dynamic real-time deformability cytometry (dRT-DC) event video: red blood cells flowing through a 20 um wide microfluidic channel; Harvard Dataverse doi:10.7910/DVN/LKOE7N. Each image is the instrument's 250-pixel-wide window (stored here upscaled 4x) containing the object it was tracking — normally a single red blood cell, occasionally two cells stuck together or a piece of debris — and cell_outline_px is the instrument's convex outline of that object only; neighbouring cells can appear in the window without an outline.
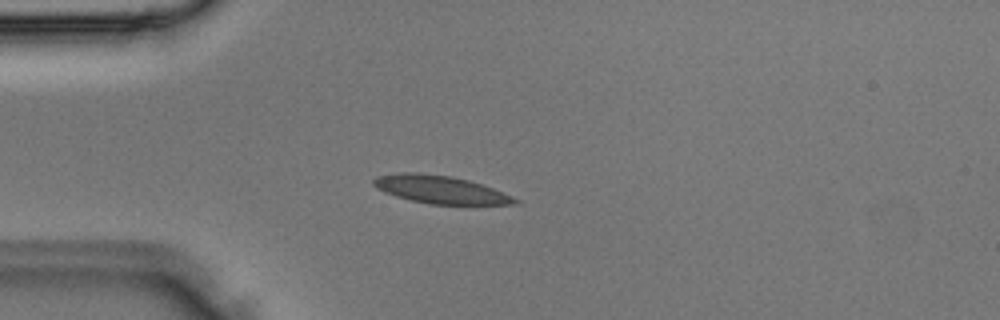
{"species": "Egyptian fruit bat (a non-hibernating species)", "species_latin": "Rousettus aegyptiacus", "temperature_condition": "room temperature", "stored_images_in_passage": 2, "camera_frame_rate_fps": 3000, "um_per_image_px": 0.085, "animal": {"sex": "male"}, "frame": {"image": 1, "passage_image": 2, "time_ms": 0.333, "image_size_px": [1000, 320], "cell_outline_px": [[520, 204], [432, 204], [412, 200], [396, 196], [384, 192], [376, 188], [372, 184], [372, 180], [376, 176], [396, 172], [416, 172], [452, 176], [468, 180], [492, 188], [512, 196], [520, 200]], "centroid_in_image_um": [37.38, 16.1], "position_along_channel_um": 47.6, "area_um2": 22.89}}